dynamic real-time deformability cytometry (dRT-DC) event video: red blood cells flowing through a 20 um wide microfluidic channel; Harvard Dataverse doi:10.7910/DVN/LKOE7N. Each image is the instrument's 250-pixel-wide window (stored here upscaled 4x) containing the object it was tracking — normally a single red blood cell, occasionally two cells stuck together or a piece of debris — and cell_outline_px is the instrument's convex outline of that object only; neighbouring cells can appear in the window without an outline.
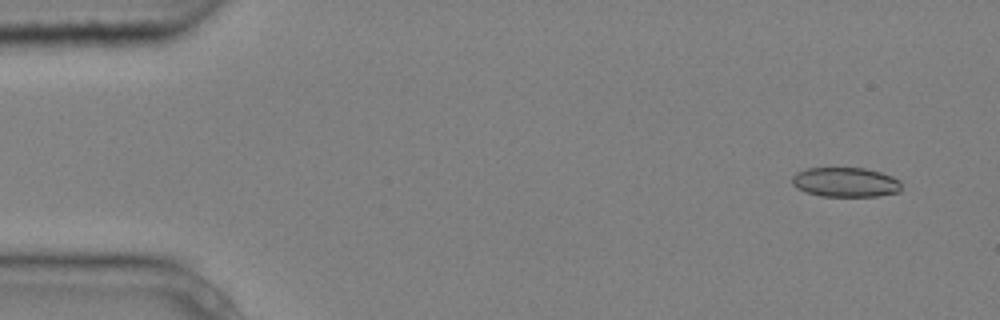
{"species": "common noctule bat (a hibernating species)", "species_latin": "Nyctalus noctula", "temperature_condition": "cold", "stored_images_in_passage": 8, "camera_frame_rate_fps": 3000, "um_per_image_px": 0.085, "animal": {"sex": "male", "body_mass_g": 20.4}, "frame": {"image": 1, "passage_image": 1, "time_ms": 0.0, "image_size_px": [1000, 320], "cell_outline_px": [[900, 192], [880, 196], [820, 196], [804, 192], [796, 188], [792, 184], [792, 176], [796, 172], [808, 168], [864, 168], [880, 172], [892, 176], [900, 180]], "centroid_in_image_um": [71.85, 15.49], "position_along_channel_um": 13.2, "area_um2": 19.02}}
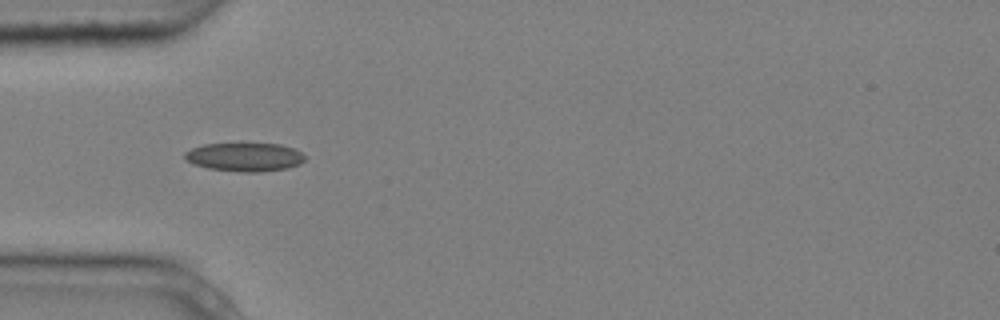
{"frame": {"image": 2, "passage_image": 4, "time_ms": 1.0, "image_size_px": [1000, 320], "cell_outline_px": [[304, 160], [300, 164], [288, 168], [260, 172], [244, 172], [208, 168], [192, 164], [184, 156], [184, 152], [192, 148], [204, 144], [280, 144], [292, 148], [300, 152], [304, 156]], "centroid_in_image_um": [20.79, 13.35], "position_along_channel_um": 64.2, "area_um2": 19.83}}
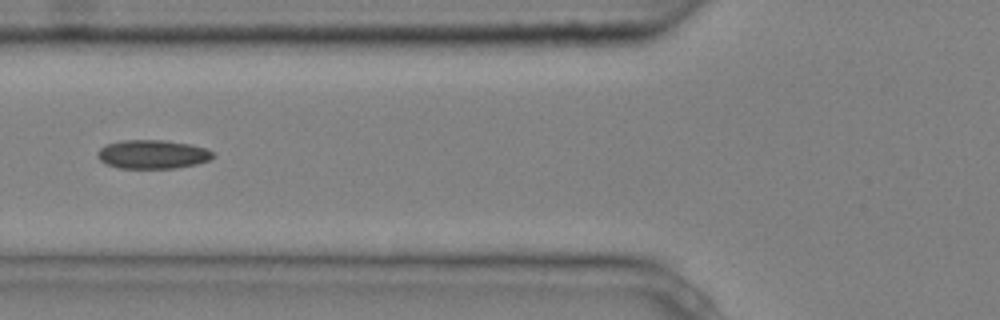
{"frame": {"image": 3, "passage_image": 5, "time_ms": 1.333, "image_size_px": [1000, 320], "cell_outline_px": [[216, 156], [208, 160], [196, 164], [176, 168], [120, 168], [108, 164], [100, 160], [96, 156], [96, 152], [100, 148], [108, 144], [124, 140], [164, 140], [188, 144], [204, 148], [212, 152]], "centroid_in_image_um": [12.95, 13.12], "position_along_channel_um": 112.8, "area_um2": 19.19}}